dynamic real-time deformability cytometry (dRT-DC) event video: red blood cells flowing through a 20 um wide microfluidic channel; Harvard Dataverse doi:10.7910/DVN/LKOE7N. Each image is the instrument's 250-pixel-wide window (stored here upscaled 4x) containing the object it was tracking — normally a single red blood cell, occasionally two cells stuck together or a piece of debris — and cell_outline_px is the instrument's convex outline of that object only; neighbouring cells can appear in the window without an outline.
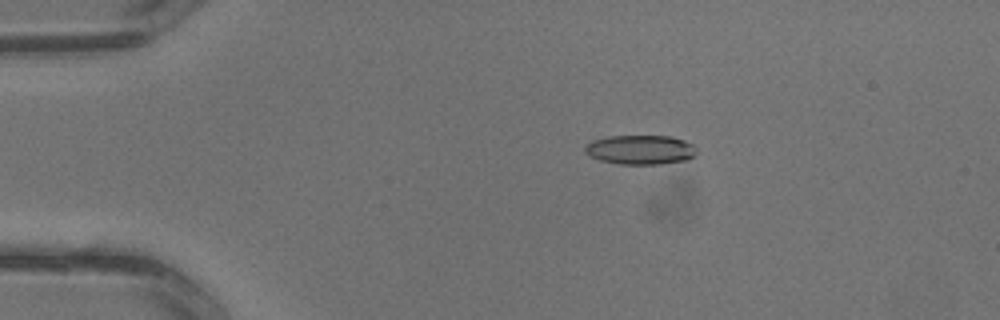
{"species": "common noctule bat (a hibernating species)", "species_latin": "Nyctalus noctula", "temperature_condition": "warm", "stored_images_in_passage": 3, "camera_frame_rate_fps": 3000, "um_per_image_px": 0.085, "animal": {"sex": "male", "body_mass_g": 13.3}, "frame": {"image": 1, "passage_image": 2, "time_ms": 0.333, "image_size_px": [1000, 320], "cell_outline_px": [[696, 156], [688, 160], [660, 164], [620, 164], [600, 160], [588, 156], [584, 152], [584, 144], [592, 140], [608, 136], [672, 136], [684, 140], [692, 144], [696, 148]], "centroid_in_image_um": [54.42, 12.73], "position_along_channel_um": 30.6, "area_um2": 19.42}}